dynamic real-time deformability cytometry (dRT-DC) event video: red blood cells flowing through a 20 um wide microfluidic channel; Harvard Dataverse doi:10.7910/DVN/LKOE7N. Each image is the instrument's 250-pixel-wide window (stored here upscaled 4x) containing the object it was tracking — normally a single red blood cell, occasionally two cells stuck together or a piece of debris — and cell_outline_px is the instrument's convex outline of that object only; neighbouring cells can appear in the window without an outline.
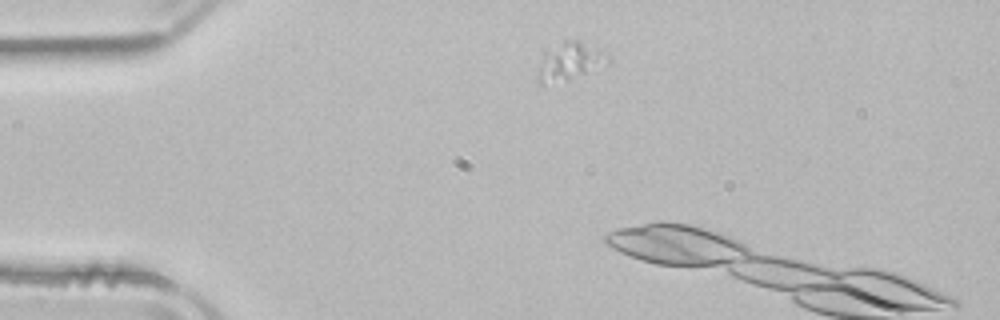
{"species": "common noctule bat (a hibernating species)", "species_latin": "Nyctalus noctula", "temperature_condition": "room temperature", "stored_images_in_passage": 2, "camera_frame_rate_fps": 3000, "um_per_image_px": 0.085, "animal": {"sex": "male", "body_mass_g": 21.5, "forearm_length_mm": 52.0}, "frame": {"image": 1, "passage_image": 1, "time_ms": 0.0, "image_size_px": [1000, 320], "cell_outline_px": [[612, 64], [544, 84], [540, 84], [536, 80], [536, 76], [544, 48], [564, 40], [580, 40], [608, 52], [612, 56]], "centroid_in_image_um": [48.47, 5.13], "position_along_channel_um": 36.5, "area_um2": 15.72}}